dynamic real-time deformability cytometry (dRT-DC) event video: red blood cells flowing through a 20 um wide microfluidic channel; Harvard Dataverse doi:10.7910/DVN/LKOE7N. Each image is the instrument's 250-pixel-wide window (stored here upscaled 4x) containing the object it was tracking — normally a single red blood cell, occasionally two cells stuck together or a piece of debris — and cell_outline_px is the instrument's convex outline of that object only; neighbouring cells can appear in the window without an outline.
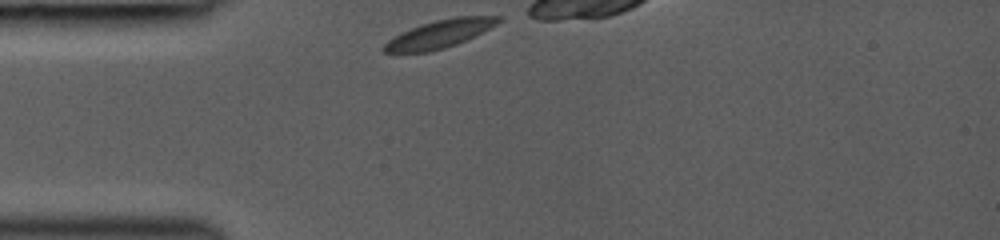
{"species": "common noctule bat (a hibernating species)", "species_latin": "Nyctalus noctula", "temperature_condition": "room temperature", "stored_images_in_passage": 3, "camera_frame_rate_fps": 3000, "um_per_image_px": 0.085, "animal": {"sex": "female", "body_mass_g": 19.0, "forearm_length_mm": 53.3}, "frame": {"image": 1, "passage_image": 1, "time_ms": 0.0, "image_size_px": [1000, 240], "cell_outline_px": [[504, 20], [456, 44], [444, 48], [428, 52], [384, 52], [380, 48], [388, 40], [420, 24], [436, 20], [456, 16], [504, 16]], "centroid_in_image_um": [37.37, 2.87], "position_along_channel_um": 47.6, "area_um2": 18.21}}